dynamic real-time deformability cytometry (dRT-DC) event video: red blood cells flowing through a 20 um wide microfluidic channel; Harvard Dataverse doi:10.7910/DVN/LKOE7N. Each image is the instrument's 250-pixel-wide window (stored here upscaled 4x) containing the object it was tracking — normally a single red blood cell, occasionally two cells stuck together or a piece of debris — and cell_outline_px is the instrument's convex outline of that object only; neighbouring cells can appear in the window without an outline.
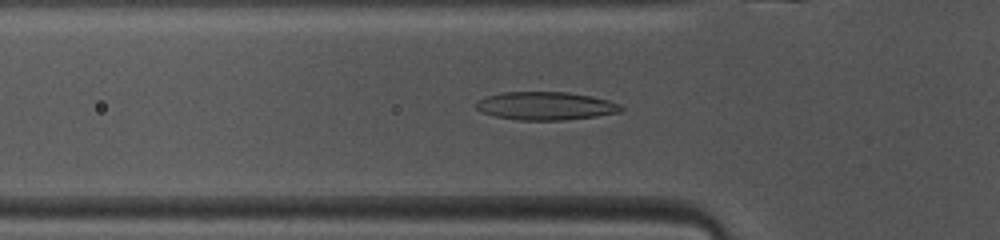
{"species": "common noctule bat (a hibernating species)", "species_latin": "Nyctalus noctula", "temperature_condition": "warm", "stored_images_in_passage": 46, "camera_frame_rate_fps": 3000, "um_per_image_px": 0.085, "animal": {"sex": "female", "body_mass_g": 10.0, "forearm_length_mm": 53.1}, "frame": {"image": 1, "passage_image": 13, "time_ms": 4.0, "image_size_px": [1000, 240], "cell_outline_px": [[624, 108], [620, 112], [596, 116], [560, 120], [520, 120], [496, 116], [484, 112], [476, 108], [476, 100], [484, 96], [504, 92], [568, 92], [592, 96], [608, 100], [620, 104]], "centroid_in_image_um": [46.38, 8.99], "position_along_channel_um": 79.4, "area_um2": 23.7}}
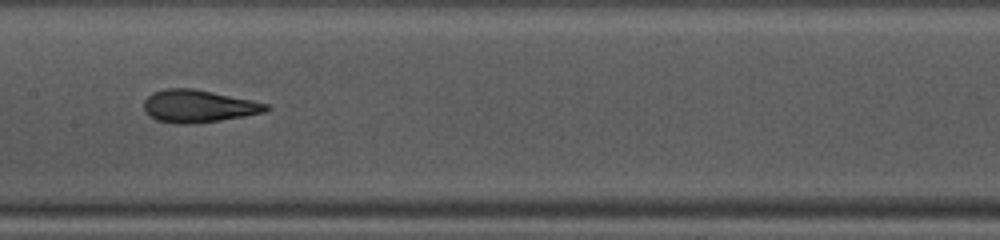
{"frame": {"image": 2, "passage_image": 21, "time_ms": 6.667, "image_size_px": [1000, 240], "cell_outline_px": [[272, 108], [264, 112], [244, 116], [220, 120], [192, 124], [176, 124], [156, 120], [148, 116], [144, 112], [144, 100], [152, 92], [164, 88], [192, 88], [252, 100], [268, 104]], "centroid_in_image_um": [16.82, 9.03], "position_along_channel_um": 190.6, "area_um2": 23.29}}
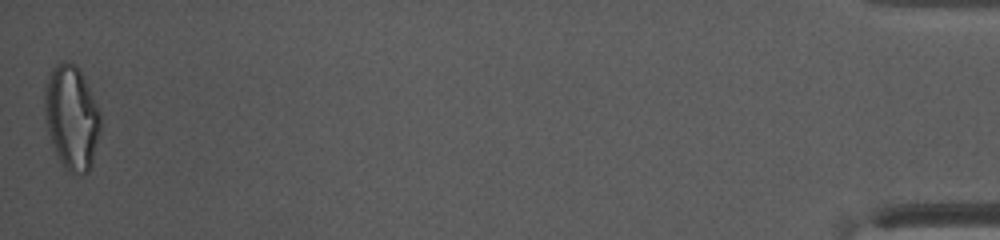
{"frame": {"image": 3, "passage_image": 46, "time_ms": 15.0, "image_size_px": [1000, 240], "cell_outline_px": [[100, 132], [92, 164], [88, 172], [80, 176], [64, 168], [56, 152], [44, 116], [44, 92], [52, 68], [56, 64], [64, 60], [68, 60], [76, 64], [80, 68], [100, 112]], "centroid_in_image_um": [6.1, 9.96], "position_along_channel_um": 429.1, "area_um2": 33.87}, "authors_computed_cell_mechanics": {"area_um2": 23.6113, "velocity_mm_per_s": 4.1082, "shape_relaxation_time_tau1_ms": 5.3515, "shape_relaxation_time_tau2_ms": 1.3554, "deformation_change_tau1": 0.2093, "deformation_change_tau2": 0.0993}}